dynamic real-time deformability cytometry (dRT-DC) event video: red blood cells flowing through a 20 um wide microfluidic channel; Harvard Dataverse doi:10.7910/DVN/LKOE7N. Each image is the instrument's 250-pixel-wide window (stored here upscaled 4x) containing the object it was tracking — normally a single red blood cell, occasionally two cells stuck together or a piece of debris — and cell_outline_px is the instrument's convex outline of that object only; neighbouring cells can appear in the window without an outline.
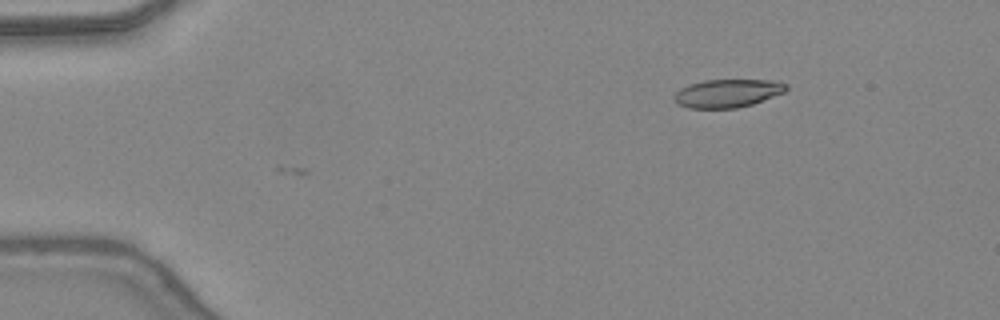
{"species": "common noctule bat (a hibernating species)", "species_latin": "Nyctalus noctula", "temperature_condition": "warm", "stored_images_in_passage": 11, "camera_frame_rate_fps": 3000, "um_per_image_px": 0.085, "animal": {"sex": "female", "body_mass_g": 24.6, "forearm_length_mm": 56.2}, "frame": {"image": 1, "passage_image": 11, "time_ms": 3.333, "image_size_px": [1000, 320], "cell_outline_px": [[788, 88], [784, 92], [752, 104], [736, 108], [688, 108], [676, 104], [672, 100], [672, 96], [680, 88], [688, 84], [704, 80], [776, 80], [788, 84]], "centroid_in_image_um": [61.79, 7.92], "position_along_channel_um": 23.2, "area_um2": 18.61}}